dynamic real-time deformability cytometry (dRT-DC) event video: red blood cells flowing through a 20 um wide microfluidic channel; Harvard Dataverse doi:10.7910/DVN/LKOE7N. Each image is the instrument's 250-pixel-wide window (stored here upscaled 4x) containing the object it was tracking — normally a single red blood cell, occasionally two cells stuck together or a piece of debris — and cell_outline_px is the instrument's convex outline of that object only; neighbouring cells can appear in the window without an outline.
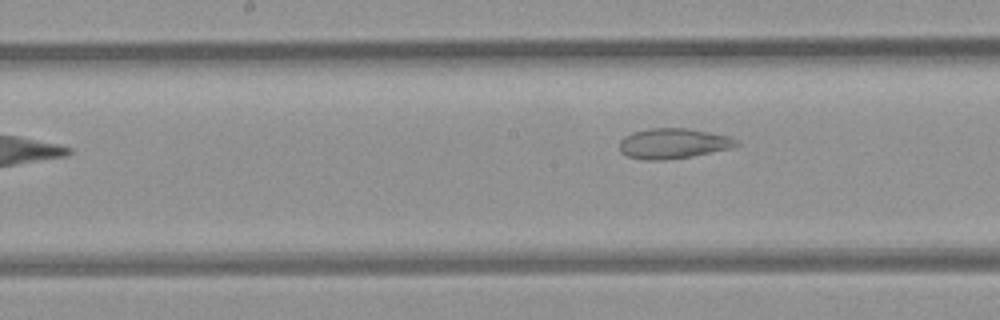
{"species": "common noctule bat (a hibernating species)", "species_latin": "Nyctalus noctula", "temperature_condition": "room temperature", "stored_images_in_passage": 6, "camera_frame_rate_fps": 3000, "um_per_image_px": 0.085, "animal": {"sex": "female", "body_mass_g": 21.9}, "frame": {"image": 1, "passage_image": 6, "time_ms": 5.667, "image_size_px": [1000, 320], "cell_outline_px": [[740, 144], [728, 148], [692, 156], [664, 160], [644, 160], [628, 156], [620, 152], [620, 140], [624, 136], [632, 132], [648, 128], [688, 128], [732, 136]], "centroid_in_image_um": [57.19, 12.18], "position_along_channel_um": 191.0, "area_um2": 20.63}}